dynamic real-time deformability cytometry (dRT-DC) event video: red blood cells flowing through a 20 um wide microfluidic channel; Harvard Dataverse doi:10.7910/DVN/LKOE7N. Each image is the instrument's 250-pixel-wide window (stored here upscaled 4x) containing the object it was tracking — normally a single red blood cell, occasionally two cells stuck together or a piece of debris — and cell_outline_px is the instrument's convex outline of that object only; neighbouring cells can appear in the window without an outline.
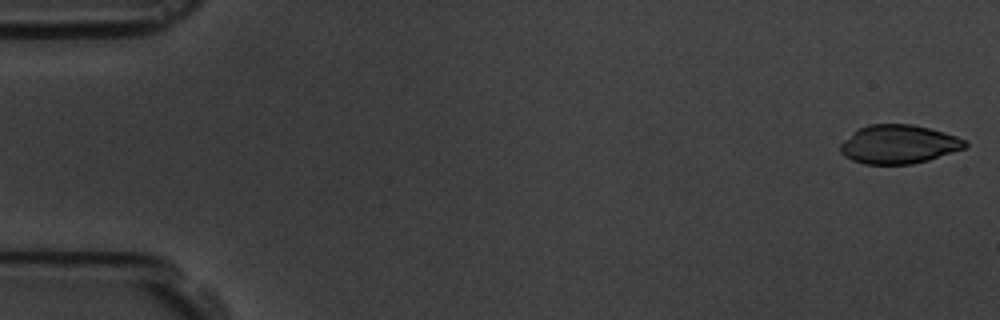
{"species": "common noctule bat (a hibernating species)", "species_latin": "Nyctalus noctula", "temperature_condition": "room temperature", "stored_images_in_passage": 6, "camera_frame_rate_fps": 3000, "um_per_image_px": 0.085, "animal": {"sex": "male", "body_mass_g": 19.5, "forearm_length_mm": 54.6}, "frame": {"image": 1, "passage_image": 1, "time_ms": 0.0, "image_size_px": [1000, 320], "cell_outline_px": [[968, 144], [964, 148], [928, 160], [912, 164], [864, 164], [852, 160], [844, 156], [840, 152], [840, 144], [844, 140], [860, 128], [868, 124], [912, 124], [944, 132], [956, 136], [964, 140]], "centroid_in_image_um": [76.37, 12.27], "position_along_channel_um": 8.6, "area_um2": 27.92}}